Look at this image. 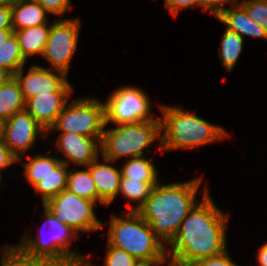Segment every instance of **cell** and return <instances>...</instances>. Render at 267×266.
I'll use <instances>...</instances> for the list:
<instances>
[{
	"instance_id": "cell-1",
	"label": "cell",
	"mask_w": 267,
	"mask_h": 266,
	"mask_svg": "<svg viewBox=\"0 0 267 266\" xmlns=\"http://www.w3.org/2000/svg\"><path fill=\"white\" fill-rule=\"evenodd\" d=\"M228 213L217 207L205 187L202 198L183 220L166 248L167 259L191 265L195 261L219 255L227 250Z\"/></svg>"
},
{
	"instance_id": "cell-2",
	"label": "cell",
	"mask_w": 267,
	"mask_h": 266,
	"mask_svg": "<svg viewBox=\"0 0 267 266\" xmlns=\"http://www.w3.org/2000/svg\"><path fill=\"white\" fill-rule=\"evenodd\" d=\"M202 180V177H196L181 183L159 182L136 211L165 247L174 239L183 220L197 203L196 195Z\"/></svg>"
},
{
	"instance_id": "cell-3",
	"label": "cell",
	"mask_w": 267,
	"mask_h": 266,
	"mask_svg": "<svg viewBox=\"0 0 267 266\" xmlns=\"http://www.w3.org/2000/svg\"><path fill=\"white\" fill-rule=\"evenodd\" d=\"M161 150L199 148L229 137L222 126L176 106L160 105Z\"/></svg>"
},
{
	"instance_id": "cell-4",
	"label": "cell",
	"mask_w": 267,
	"mask_h": 266,
	"mask_svg": "<svg viewBox=\"0 0 267 266\" xmlns=\"http://www.w3.org/2000/svg\"><path fill=\"white\" fill-rule=\"evenodd\" d=\"M107 238L110 246L123 249L136 260L167 259L166 247L136 211H128L125 218L111 214Z\"/></svg>"
},
{
	"instance_id": "cell-5",
	"label": "cell",
	"mask_w": 267,
	"mask_h": 266,
	"mask_svg": "<svg viewBox=\"0 0 267 266\" xmlns=\"http://www.w3.org/2000/svg\"><path fill=\"white\" fill-rule=\"evenodd\" d=\"M116 126L104 129L100 157L113 163L123 157L130 159L145 156L144 151L151 153L148 148L158 139L157 147L162 151L160 118Z\"/></svg>"
},
{
	"instance_id": "cell-6",
	"label": "cell",
	"mask_w": 267,
	"mask_h": 266,
	"mask_svg": "<svg viewBox=\"0 0 267 266\" xmlns=\"http://www.w3.org/2000/svg\"><path fill=\"white\" fill-rule=\"evenodd\" d=\"M42 207V211H44L42 215H44L45 221L41 227L38 226L37 232L40 231V233H37L36 238H33L26 230L20 243L11 246V248L23 258H47L63 255L84 256L71 250V243L73 240L76 241V237H80L79 234L58 220L44 205ZM45 229L50 235L44 234Z\"/></svg>"
},
{
	"instance_id": "cell-7",
	"label": "cell",
	"mask_w": 267,
	"mask_h": 266,
	"mask_svg": "<svg viewBox=\"0 0 267 266\" xmlns=\"http://www.w3.org/2000/svg\"><path fill=\"white\" fill-rule=\"evenodd\" d=\"M106 127L104 102L99 98L79 97L66 103L47 135L56 131L73 132L101 142Z\"/></svg>"
},
{
	"instance_id": "cell-8",
	"label": "cell",
	"mask_w": 267,
	"mask_h": 266,
	"mask_svg": "<svg viewBox=\"0 0 267 266\" xmlns=\"http://www.w3.org/2000/svg\"><path fill=\"white\" fill-rule=\"evenodd\" d=\"M151 105L149 95L136 86L115 88L104 102L105 124H131L156 119Z\"/></svg>"
},
{
	"instance_id": "cell-9",
	"label": "cell",
	"mask_w": 267,
	"mask_h": 266,
	"mask_svg": "<svg viewBox=\"0 0 267 266\" xmlns=\"http://www.w3.org/2000/svg\"><path fill=\"white\" fill-rule=\"evenodd\" d=\"M44 206L79 235L90 234L103 227L102 221L96 217L97 204L75 195L68 189L48 200Z\"/></svg>"
},
{
	"instance_id": "cell-10",
	"label": "cell",
	"mask_w": 267,
	"mask_h": 266,
	"mask_svg": "<svg viewBox=\"0 0 267 266\" xmlns=\"http://www.w3.org/2000/svg\"><path fill=\"white\" fill-rule=\"evenodd\" d=\"M80 19L57 18L50 24L48 40L41 57L45 58L52 70L68 76L70 62L78 45Z\"/></svg>"
},
{
	"instance_id": "cell-11",
	"label": "cell",
	"mask_w": 267,
	"mask_h": 266,
	"mask_svg": "<svg viewBox=\"0 0 267 266\" xmlns=\"http://www.w3.org/2000/svg\"><path fill=\"white\" fill-rule=\"evenodd\" d=\"M40 134L47 137V131L25 109L2 122L1 139L20 163L38 137L41 138Z\"/></svg>"
},
{
	"instance_id": "cell-12",
	"label": "cell",
	"mask_w": 267,
	"mask_h": 266,
	"mask_svg": "<svg viewBox=\"0 0 267 266\" xmlns=\"http://www.w3.org/2000/svg\"><path fill=\"white\" fill-rule=\"evenodd\" d=\"M24 67L13 77L18 82L25 100L39 93H72L74 90L63 72L33 64L24 75Z\"/></svg>"
},
{
	"instance_id": "cell-13",
	"label": "cell",
	"mask_w": 267,
	"mask_h": 266,
	"mask_svg": "<svg viewBox=\"0 0 267 266\" xmlns=\"http://www.w3.org/2000/svg\"><path fill=\"white\" fill-rule=\"evenodd\" d=\"M58 152L63 153L61 162L67 166H88L101 155V142L73 132H60L55 141Z\"/></svg>"
},
{
	"instance_id": "cell-14",
	"label": "cell",
	"mask_w": 267,
	"mask_h": 266,
	"mask_svg": "<svg viewBox=\"0 0 267 266\" xmlns=\"http://www.w3.org/2000/svg\"><path fill=\"white\" fill-rule=\"evenodd\" d=\"M100 157L92 161L86 166L97 190V204L101 203L104 206L112 204L116 198L120 188L121 170L110 165L111 160L103 158V163Z\"/></svg>"
},
{
	"instance_id": "cell-15",
	"label": "cell",
	"mask_w": 267,
	"mask_h": 266,
	"mask_svg": "<svg viewBox=\"0 0 267 266\" xmlns=\"http://www.w3.org/2000/svg\"><path fill=\"white\" fill-rule=\"evenodd\" d=\"M72 93H39L25 100V110L48 131Z\"/></svg>"
},
{
	"instance_id": "cell-16",
	"label": "cell",
	"mask_w": 267,
	"mask_h": 266,
	"mask_svg": "<svg viewBox=\"0 0 267 266\" xmlns=\"http://www.w3.org/2000/svg\"><path fill=\"white\" fill-rule=\"evenodd\" d=\"M216 19L243 39L245 36H249L267 40V30L250 19L246 11L238 3L232 5L231 8H226Z\"/></svg>"
},
{
	"instance_id": "cell-17",
	"label": "cell",
	"mask_w": 267,
	"mask_h": 266,
	"mask_svg": "<svg viewBox=\"0 0 267 266\" xmlns=\"http://www.w3.org/2000/svg\"><path fill=\"white\" fill-rule=\"evenodd\" d=\"M47 14L49 13L35 0H14L11 5L13 30L51 24L47 21Z\"/></svg>"
},
{
	"instance_id": "cell-18",
	"label": "cell",
	"mask_w": 267,
	"mask_h": 266,
	"mask_svg": "<svg viewBox=\"0 0 267 266\" xmlns=\"http://www.w3.org/2000/svg\"><path fill=\"white\" fill-rule=\"evenodd\" d=\"M49 31L50 24L14 30L20 46L21 54L26 61L29 57L32 58L34 55L42 56L48 40Z\"/></svg>"
},
{
	"instance_id": "cell-19",
	"label": "cell",
	"mask_w": 267,
	"mask_h": 266,
	"mask_svg": "<svg viewBox=\"0 0 267 266\" xmlns=\"http://www.w3.org/2000/svg\"><path fill=\"white\" fill-rule=\"evenodd\" d=\"M25 109V98L20 86L13 76H9L0 86V121L12 117Z\"/></svg>"
},
{
	"instance_id": "cell-20",
	"label": "cell",
	"mask_w": 267,
	"mask_h": 266,
	"mask_svg": "<svg viewBox=\"0 0 267 266\" xmlns=\"http://www.w3.org/2000/svg\"><path fill=\"white\" fill-rule=\"evenodd\" d=\"M68 169V166L64 162H60L33 187L37 194H41L42 205L61 193L64 189H67Z\"/></svg>"
},
{
	"instance_id": "cell-21",
	"label": "cell",
	"mask_w": 267,
	"mask_h": 266,
	"mask_svg": "<svg viewBox=\"0 0 267 266\" xmlns=\"http://www.w3.org/2000/svg\"><path fill=\"white\" fill-rule=\"evenodd\" d=\"M121 177L141 180L147 183H159L158 171L152 159L147 155L127 159L120 167Z\"/></svg>"
},
{
	"instance_id": "cell-22",
	"label": "cell",
	"mask_w": 267,
	"mask_h": 266,
	"mask_svg": "<svg viewBox=\"0 0 267 266\" xmlns=\"http://www.w3.org/2000/svg\"><path fill=\"white\" fill-rule=\"evenodd\" d=\"M60 162V158L48 154L37 153L33 157L29 156L28 160L22 163L24 167V178H26L29 185L34 187Z\"/></svg>"
},
{
	"instance_id": "cell-23",
	"label": "cell",
	"mask_w": 267,
	"mask_h": 266,
	"mask_svg": "<svg viewBox=\"0 0 267 266\" xmlns=\"http://www.w3.org/2000/svg\"><path fill=\"white\" fill-rule=\"evenodd\" d=\"M20 46L13 32L6 41L0 45V70L8 76H14L23 66L26 65Z\"/></svg>"
},
{
	"instance_id": "cell-24",
	"label": "cell",
	"mask_w": 267,
	"mask_h": 266,
	"mask_svg": "<svg viewBox=\"0 0 267 266\" xmlns=\"http://www.w3.org/2000/svg\"><path fill=\"white\" fill-rule=\"evenodd\" d=\"M158 183H147L141 180L121 177L118 194H121L128 201L138 202L131 206L127 203V211H137L150 196L151 191Z\"/></svg>"
},
{
	"instance_id": "cell-25",
	"label": "cell",
	"mask_w": 267,
	"mask_h": 266,
	"mask_svg": "<svg viewBox=\"0 0 267 266\" xmlns=\"http://www.w3.org/2000/svg\"><path fill=\"white\" fill-rule=\"evenodd\" d=\"M225 29L226 30L222 37L218 53L223 64V68H225L227 72H230L239 60L243 49L244 39L236 32L227 28Z\"/></svg>"
},
{
	"instance_id": "cell-26",
	"label": "cell",
	"mask_w": 267,
	"mask_h": 266,
	"mask_svg": "<svg viewBox=\"0 0 267 266\" xmlns=\"http://www.w3.org/2000/svg\"><path fill=\"white\" fill-rule=\"evenodd\" d=\"M67 189L75 195L91 200L97 204V190L89 169L72 171L69 169Z\"/></svg>"
},
{
	"instance_id": "cell-27",
	"label": "cell",
	"mask_w": 267,
	"mask_h": 266,
	"mask_svg": "<svg viewBox=\"0 0 267 266\" xmlns=\"http://www.w3.org/2000/svg\"><path fill=\"white\" fill-rule=\"evenodd\" d=\"M248 17L267 30V0H242L237 2Z\"/></svg>"
},
{
	"instance_id": "cell-28",
	"label": "cell",
	"mask_w": 267,
	"mask_h": 266,
	"mask_svg": "<svg viewBox=\"0 0 267 266\" xmlns=\"http://www.w3.org/2000/svg\"><path fill=\"white\" fill-rule=\"evenodd\" d=\"M88 256L63 255L60 257L33 258V266H84Z\"/></svg>"
},
{
	"instance_id": "cell-29",
	"label": "cell",
	"mask_w": 267,
	"mask_h": 266,
	"mask_svg": "<svg viewBox=\"0 0 267 266\" xmlns=\"http://www.w3.org/2000/svg\"><path fill=\"white\" fill-rule=\"evenodd\" d=\"M107 250L104 265L105 266H134L137 260L123 249L110 246L107 243Z\"/></svg>"
},
{
	"instance_id": "cell-30",
	"label": "cell",
	"mask_w": 267,
	"mask_h": 266,
	"mask_svg": "<svg viewBox=\"0 0 267 266\" xmlns=\"http://www.w3.org/2000/svg\"><path fill=\"white\" fill-rule=\"evenodd\" d=\"M43 6V8L51 15H57L62 18L67 10H71L70 0H35Z\"/></svg>"
},
{
	"instance_id": "cell-31",
	"label": "cell",
	"mask_w": 267,
	"mask_h": 266,
	"mask_svg": "<svg viewBox=\"0 0 267 266\" xmlns=\"http://www.w3.org/2000/svg\"><path fill=\"white\" fill-rule=\"evenodd\" d=\"M191 266H238L232 261L228 250L223 253L195 261Z\"/></svg>"
},
{
	"instance_id": "cell-32",
	"label": "cell",
	"mask_w": 267,
	"mask_h": 266,
	"mask_svg": "<svg viewBox=\"0 0 267 266\" xmlns=\"http://www.w3.org/2000/svg\"><path fill=\"white\" fill-rule=\"evenodd\" d=\"M0 266H33V258H23L10 248L3 257Z\"/></svg>"
},
{
	"instance_id": "cell-33",
	"label": "cell",
	"mask_w": 267,
	"mask_h": 266,
	"mask_svg": "<svg viewBox=\"0 0 267 266\" xmlns=\"http://www.w3.org/2000/svg\"><path fill=\"white\" fill-rule=\"evenodd\" d=\"M165 8H167L173 16H177L180 9L190 8L192 6L202 8V0H165Z\"/></svg>"
},
{
	"instance_id": "cell-34",
	"label": "cell",
	"mask_w": 267,
	"mask_h": 266,
	"mask_svg": "<svg viewBox=\"0 0 267 266\" xmlns=\"http://www.w3.org/2000/svg\"><path fill=\"white\" fill-rule=\"evenodd\" d=\"M237 0H202V8L204 12H210L216 18L222 11L227 7L223 6L224 4L234 5Z\"/></svg>"
},
{
	"instance_id": "cell-35",
	"label": "cell",
	"mask_w": 267,
	"mask_h": 266,
	"mask_svg": "<svg viewBox=\"0 0 267 266\" xmlns=\"http://www.w3.org/2000/svg\"><path fill=\"white\" fill-rule=\"evenodd\" d=\"M15 163H18V158L4 144L3 140L0 139V174L2 175L1 171L3 169L8 168L9 166Z\"/></svg>"
},
{
	"instance_id": "cell-36",
	"label": "cell",
	"mask_w": 267,
	"mask_h": 266,
	"mask_svg": "<svg viewBox=\"0 0 267 266\" xmlns=\"http://www.w3.org/2000/svg\"><path fill=\"white\" fill-rule=\"evenodd\" d=\"M1 29H13L11 6L0 7V30Z\"/></svg>"
},
{
	"instance_id": "cell-37",
	"label": "cell",
	"mask_w": 267,
	"mask_h": 266,
	"mask_svg": "<svg viewBox=\"0 0 267 266\" xmlns=\"http://www.w3.org/2000/svg\"><path fill=\"white\" fill-rule=\"evenodd\" d=\"M256 257L258 266H267V242L259 247Z\"/></svg>"
},
{
	"instance_id": "cell-38",
	"label": "cell",
	"mask_w": 267,
	"mask_h": 266,
	"mask_svg": "<svg viewBox=\"0 0 267 266\" xmlns=\"http://www.w3.org/2000/svg\"><path fill=\"white\" fill-rule=\"evenodd\" d=\"M166 259L137 260L134 266H160Z\"/></svg>"
},
{
	"instance_id": "cell-39",
	"label": "cell",
	"mask_w": 267,
	"mask_h": 266,
	"mask_svg": "<svg viewBox=\"0 0 267 266\" xmlns=\"http://www.w3.org/2000/svg\"><path fill=\"white\" fill-rule=\"evenodd\" d=\"M14 32L13 29H1L0 30V45L7 40V38Z\"/></svg>"
},
{
	"instance_id": "cell-40",
	"label": "cell",
	"mask_w": 267,
	"mask_h": 266,
	"mask_svg": "<svg viewBox=\"0 0 267 266\" xmlns=\"http://www.w3.org/2000/svg\"><path fill=\"white\" fill-rule=\"evenodd\" d=\"M191 266V265H185V264H180L178 262H175V261H172V260H169V259H166L163 263H162V266Z\"/></svg>"
},
{
	"instance_id": "cell-41",
	"label": "cell",
	"mask_w": 267,
	"mask_h": 266,
	"mask_svg": "<svg viewBox=\"0 0 267 266\" xmlns=\"http://www.w3.org/2000/svg\"><path fill=\"white\" fill-rule=\"evenodd\" d=\"M11 246L12 245H6V246H4V247H2L1 249H0V256H1V259H0V264H1V262H2V259H3V257L5 256V254L7 253V251L11 248Z\"/></svg>"
},
{
	"instance_id": "cell-42",
	"label": "cell",
	"mask_w": 267,
	"mask_h": 266,
	"mask_svg": "<svg viewBox=\"0 0 267 266\" xmlns=\"http://www.w3.org/2000/svg\"><path fill=\"white\" fill-rule=\"evenodd\" d=\"M14 0H0V7L11 6Z\"/></svg>"
},
{
	"instance_id": "cell-43",
	"label": "cell",
	"mask_w": 267,
	"mask_h": 266,
	"mask_svg": "<svg viewBox=\"0 0 267 266\" xmlns=\"http://www.w3.org/2000/svg\"><path fill=\"white\" fill-rule=\"evenodd\" d=\"M9 76L0 70V86L5 82V80L8 78Z\"/></svg>"
},
{
	"instance_id": "cell-44",
	"label": "cell",
	"mask_w": 267,
	"mask_h": 266,
	"mask_svg": "<svg viewBox=\"0 0 267 266\" xmlns=\"http://www.w3.org/2000/svg\"><path fill=\"white\" fill-rule=\"evenodd\" d=\"M87 256H88V260H87V262L85 263L84 266H90L89 256L92 257V254H89V255H87Z\"/></svg>"
},
{
	"instance_id": "cell-45",
	"label": "cell",
	"mask_w": 267,
	"mask_h": 266,
	"mask_svg": "<svg viewBox=\"0 0 267 266\" xmlns=\"http://www.w3.org/2000/svg\"><path fill=\"white\" fill-rule=\"evenodd\" d=\"M2 137V122L0 121V139Z\"/></svg>"
}]
</instances>
